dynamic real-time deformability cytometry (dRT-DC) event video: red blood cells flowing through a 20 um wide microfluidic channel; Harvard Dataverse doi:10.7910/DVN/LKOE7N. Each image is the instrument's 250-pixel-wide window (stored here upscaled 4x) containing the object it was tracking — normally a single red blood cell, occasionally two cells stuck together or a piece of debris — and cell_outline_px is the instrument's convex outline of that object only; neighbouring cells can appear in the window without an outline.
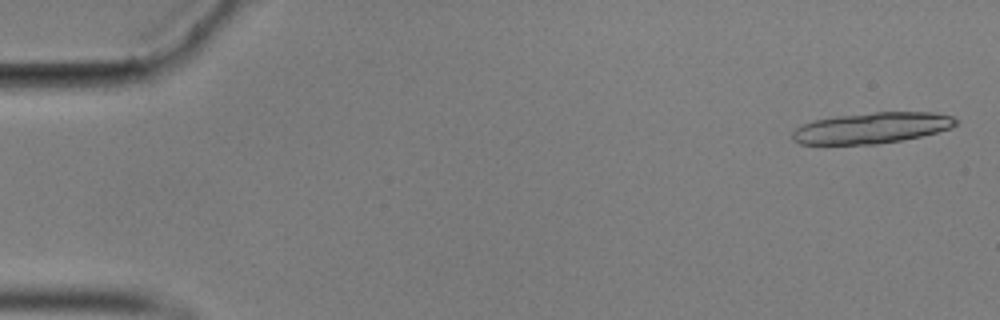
{"species": "common noctule bat (a hibernating species)", "species_latin": "Nyctalus noctula", "temperature_condition": "cold", "stored_images_in_passage": 25, "camera_frame_rate_fps": 3000, "um_per_image_px": 0.085, "animal": {"sex": "male", "body_mass_g": 17.9}, "frame": {"image": 1, "passage_image": 2, "time_ms": 0.333, "image_size_px": [1000, 320], "cell_outline_px": [[956, 124], [952, 128], [920, 136], [900, 140], [876, 144], [800, 144], [792, 140], [792, 132], [796, 128], [812, 120], [836, 116], [876, 112], [932, 112], [956, 116]], "centroid_in_image_um": [74.1, 10.87], "position_along_channel_um": 10.9, "area_um2": 29.42}}